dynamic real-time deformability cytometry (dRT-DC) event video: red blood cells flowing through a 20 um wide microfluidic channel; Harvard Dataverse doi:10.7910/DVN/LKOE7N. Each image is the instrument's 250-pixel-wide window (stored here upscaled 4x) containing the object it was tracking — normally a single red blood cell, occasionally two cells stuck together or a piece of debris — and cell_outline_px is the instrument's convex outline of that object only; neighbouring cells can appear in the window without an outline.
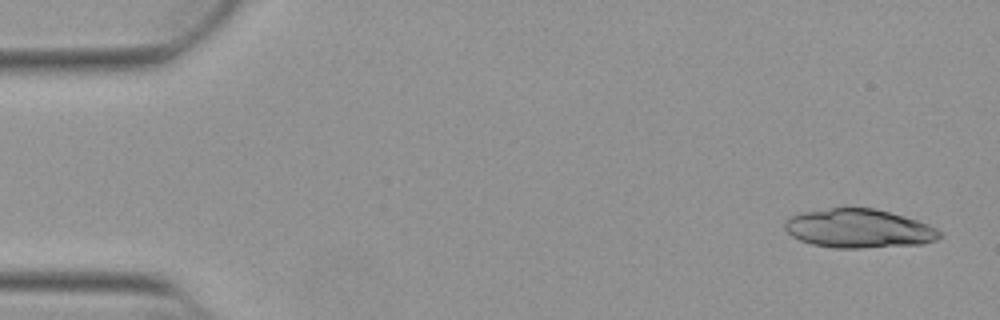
{"species": "Egyptian fruit bat (a non-hibernating species)", "species_latin": "Rousettus aegyptiacus", "temperature_condition": "warm", "stored_images_in_passage": 19, "camera_frame_rate_fps": 3000, "um_per_image_px": 0.085, "animal": {"sex": "female"}, "frame": {"image": 1, "passage_image": 2, "time_ms": 0.333, "image_size_px": [1000, 320], "cell_outline_px": [[944, 236], [936, 240], [924, 244], [860, 248], [832, 248], [812, 244], [800, 240], [792, 236], [784, 228], [784, 220], [788, 216], [800, 212], [828, 208], [872, 208], [904, 216], [928, 224], [936, 228]], "centroid_in_image_um": [72.97, 19.43], "position_along_channel_um": 12.0, "area_um2": 35.26}}